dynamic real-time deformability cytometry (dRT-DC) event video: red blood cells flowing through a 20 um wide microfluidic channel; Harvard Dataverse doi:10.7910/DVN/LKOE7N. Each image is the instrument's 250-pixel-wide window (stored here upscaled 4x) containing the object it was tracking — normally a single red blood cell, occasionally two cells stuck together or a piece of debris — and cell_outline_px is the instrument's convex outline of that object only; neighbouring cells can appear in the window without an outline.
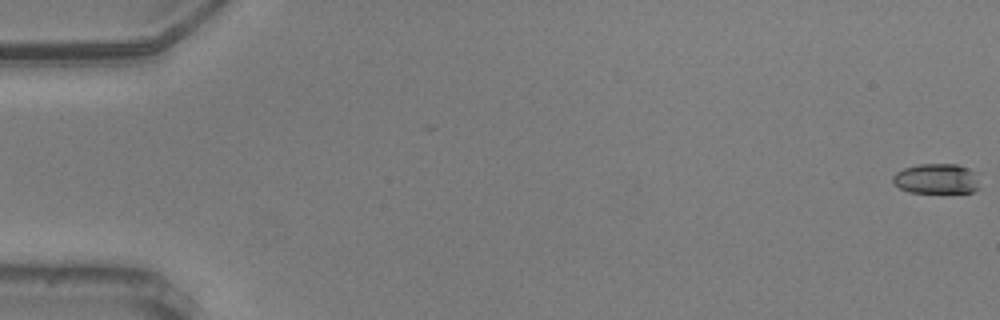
{"species": "common noctule bat (a hibernating species)", "species_latin": "Nyctalus noctula", "temperature_condition": "warm", "stored_images_in_passage": 25, "camera_frame_rate_fps": 3000, "um_per_image_px": 0.085, "animal": {"sex": "male", "body_mass_g": 20.5, "forearm_length_mm": 52.5}, "frame": {"image": 1, "passage_image": 1, "time_ms": 0.0, "image_size_px": [1000, 320], "cell_outline_px": [[980, 188], [972, 192], [908, 192], [892, 184], [892, 176], [896, 172], [904, 168], [920, 164], [956, 164], [968, 168], [976, 172]], "centroid_in_image_um": [79.6, 15.19], "position_along_channel_um": 5.4, "area_um2": 15.37}}
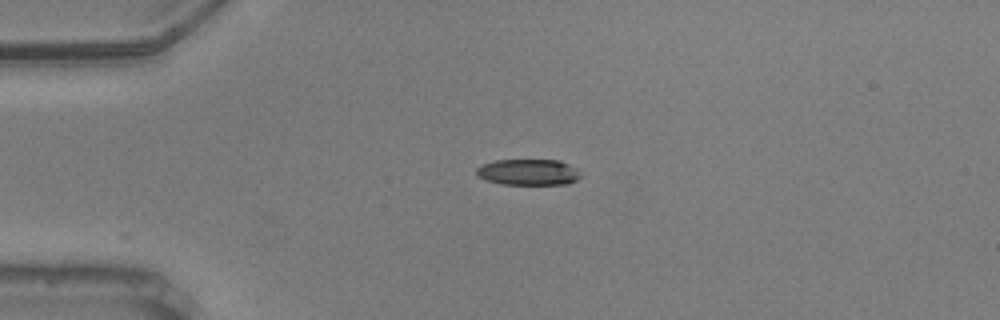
{"frame": {"image": 2, "passage_image": 15, "time_ms": 4.667, "image_size_px": [1000, 320], "cell_outline_px": [[580, 176], [576, 180], [568, 184], [500, 184], [476, 176], [476, 168], [480, 164], [496, 160], [560, 160], [576, 168]], "centroid_in_image_um": [44.87, 14.63], "position_along_channel_um": 40.1, "area_um2": 15.84}}